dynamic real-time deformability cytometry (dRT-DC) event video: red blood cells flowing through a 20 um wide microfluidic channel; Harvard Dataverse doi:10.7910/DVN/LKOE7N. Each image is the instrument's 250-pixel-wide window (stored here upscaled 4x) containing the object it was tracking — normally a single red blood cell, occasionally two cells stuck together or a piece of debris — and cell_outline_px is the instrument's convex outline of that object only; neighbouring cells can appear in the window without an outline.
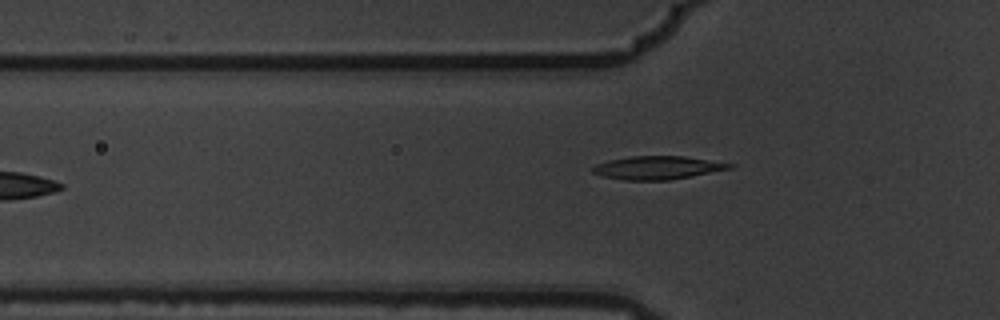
{"species": "common noctule bat (a hibernating species)", "species_latin": "Nyctalus noctula", "temperature_condition": "warm", "stored_images_in_passage": 7, "camera_frame_rate_fps": 3000, "um_per_image_px": 0.085, "animal": {"sex": "male", "body_mass_g": 19.5, "forearm_length_mm": 54.6}, "frame": {"image": 1, "passage_image": 7, "time_ms": 2.0, "image_size_px": [1000, 320], "cell_outline_px": [[736, 164], [732, 168], [668, 180], [624, 180], [604, 176], [592, 172], [592, 168], [596, 164], [608, 160], [632, 156], [684, 156]], "centroid_in_image_um": [55.88, 14.24], "position_along_channel_um": 69.9, "area_um2": 18.32}}